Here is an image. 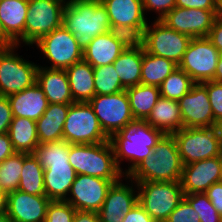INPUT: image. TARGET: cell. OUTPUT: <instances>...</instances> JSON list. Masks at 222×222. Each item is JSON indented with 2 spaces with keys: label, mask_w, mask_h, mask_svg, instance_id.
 I'll list each match as a JSON object with an SVG mask.
<instances>
[{
  "label": "cell",
  "mask_w": 222,
  "mask_h": 222,
  "mask_svg": "<svg viewBox=\"0 0 222 222\" xmlns=\"http://www.w3.org/2000/svg\"><path fill=\"white\" fill-rule=\"evenodd\" d=\"M62 25L84 50L93 38L108 33L111 23L100 0H67Z\"/></svg>",
  "instance_id": "1"
},
{
  "label": "cell",
  "mask_w": 222,
  "mask_h": 222,
  "mask_svg": "<svg viewBox=\"0 0 222 222\" xmlns=\"http://www.w3.org/2000/svg\"><path fill=\"white\" fill-rule=\"evenodd\" d=\"M164 134L153 128L146 121L135 120L119 132L114 133L109 141L113 147L115 161L120 167V159L127 158L132 164L125 171L127 176L138 164L147 158Z\"/></svg>",
  "instance_id": "2"
},
{
  "label": "cell",
  "mask_w": 222,
  "mask_h": 222,
  "mask_svg": "<svg viewBox=\"0 0 222 222\" xmlns=\"http://www.w3.org/2000/svg\"><path fill=\"white\" fill-rule=\"evenodd\" d=\"M182 170L183 164L173 135H163L153 152L126 177L131 182H175L181 180Z\"/></svg>",
  "instance_id": "3"
},
{
  "label": "cell",
  "mask_w": 222,
  "mask_h": 222,
  "mask_svg": "<svg viewBox=\"0 0 222 222\" xmlns=\"http://www.w3.org/2000/svg\"><path fill=\"white\" fill-rule=\"evenodd\" d=\"M69 163L76 175L84 174L110 181H119L124 175L116 164L110 141L70 144Z\"/></svg>",
  "instance_id": "4"
},
{
  "label": "cell",
  "mask_w": 222,
  "mask_h": 222,
  "mask_svg": "<svg viewBox=\"0 0 222 222\" xmlns=\"http://www.w3.org/2000/svg\"><path fill=\"white\" fill-rule=\"evenodd\" d=\"M138 203L156 222H165L184 199L180 181L136 182Z\"/></svg>",
  "instance_id": "5"
},
{
  "label": "cell",
  "mask_w": 222,
  "mask_h": 222,
  "mask_svg": "<svg viewBox=\"0 0 222 222\" xmlns=\"http://www.w3.org/2000/svg\"><path fill=\"white\" fill-rule=\"evenodd\" d=\"M172 135L183 166L222 155V140L217 126L182 128Z\"/></svg>",
  "instance_id": "6"
},
{
  "label": "cell",
  "mask_w": 222,
  "mask_h": 222,
  "mask_svg": "<svg viewBox=\"0 0 222 222\" xmlns=\"http://www.w3.org/2000/svg\"><path fill=\"white\" fill-rule=\"evenodd\" d=\"M63 140L70 144H95L109 141L88 102L70 104L63 127Z\"/></svg>",
  "instance_id": "7"
},
{
  "label": "cell",
  "mask_w": 222,
  "mask_h": 222,
  "mask_svg": "<svg viewBox=\"0 0 222 222\" xmlns=\"http://www.w3.org/2000/svg\"><path fill=\"white\" fill-rule=\"evenodd\" d=\"M66 0H28L25 44L33 45L42 36L62 26Z\"/></svg>",
  "instance_id": "8"
},
{
  "label": "cell",
  "mask_w": 222,
  "mask_h": 222,
  "mask_svg": "<svg viewBox=\"0 0 222 222\" xmlns=\"http://www.w3.org/2000/svg\"><path fill=\"white\" fill-rule=\"evenodd\" d=\"M17 45L0 49V95L10 96L36 83L38 65L14 54Z\"/></svg>",
  "instance_id": "9"
},
{
  "label": "cell",
  "mask_w": 222,
  "mask_h": 222,
  "mask_svg": "<svg viewBox=\"0 0 222 222\" xmlns=\"http://www.w3.org/2000/svg\"><path fill=\"white\" fill-rule=\"evenodd\" d=\"M88 103L109 138L127 124L135 121L125 90L110 95H95Z\"/></svg>",
  "instance_id": "10"
},
{
  "label": "cell",
  "mask_w": 222,
  "mask_h": 222,
  "mask_svg": "<svg viewBox=\"0 0 222 222\" xmlns=\"http://www.w3.org/2000/svg\"><path fill=\"white\" fill-rule=\"evenodd\" d=\"M151 28L148 24L145 28V51L169 59L179 65L192 38L169 28L157 19Z\"/></svg>",
  "instance_id": "11"
},
{
  "label": "cell",
  "mask_w": 222,
  "mask_h": 222,
  "mask_svg": "<svg viewBox=\"0 0 222 222\" xmlns=\"http://www.w3.org/2000/svg\"><path fill=\"white\" fill-rule=\"evenodd\" d=\"M36 44L52 62V65L47 67L49 69L66 70L83 60L84 50L63 25L42 36Z\"/></svg>",
  "instance_id": "12"
},
{
  "label": "cell",
  "mask_w": 222,
  "mask_h": 222,
  "mask_svg": "<svg viewBox=\"0 0 222 222\" xmlns=\"http://www.w3.org/2000/svg\"><path fill=\"white\" fill-rule=\"evenodd\" d=\"M220 55L207 37L192 38L178 67L195 83L212 81Z\"/></svg>",
  "instance_id": "13"
},
{
  "label": "cell",
  "mask_w": 222,
  "mask_h": 222,
  "mask_svg": "<svg viewBox=\"0 0 222 222\" xmlns=\"http://www.w3.org/2000/svg\"><path fill=\"white\" fill-rule=\"evenodd\" d=\"M115 182L84 174L76 175L69 191L72 196L65 201L76 210L98 212Z\"/></svg>",
  "instance_id": "14"
},
{
  "label": "cell",
  "mask_w": 222,
  "mask_h": 222,
  "mask_svg": "<svg viewBox=\"0 0 222 222\" xmlns=\"http://www.w3.org/2000/svg\"><path fill=\"white\" fill-rule=\"evenodd\" d=\"M183 128L215 127L206 82L195 83L179 101Z\"/></svg>",
  "instance_id": "15"
},
{
  "label": "cell",
  "mask_w": 222,
  "mask_h": 222,
  "mask_svg": "<svg viewBox=\"0 0 222 222\" xmlns=\"http://www.w3.org/2000/svg\"><path fill=\"white\" fill-rule=\"evenodd\" d=\"M215 20V10L174 7L161 21L191 38L207 37Z\"/></svg>",
  "instance_id": "16"
},
{
  "label": "cell",
  "mask_w": 222,
  "mask_h": 222,
  "mask_svg": "<svg viewBox=\"0 0 222 222\" xmlns=\"http://www.w3.org/2000/svg\"><path fill=\"white\" fill-rule=\"evenodd\" d=\"M219 181H222V155L184 165L180 180L184 195L204 193Z\"/></svg>",
  "instance_id": "17"
},
{
  "label": "cell",
  "mask_w": 222,
  "mask_h": 222,
  "mask_svg": "<svg viewBox=\"0 0 222 222\" xmlns=\"http://www.w3.org/2000/svg\"><path fill=\"white\" fill-rule=\"evenodd\" d=\"M50 202L46 196L12 191L8 194L7 214L12 222H44Z\"/></svg>",
  "instance_id": "18"
},
{
  "label": "cell",
  "mask_w": 222,
  "mask_h": 222,
  "mask_svg": "<svg viewBox=\"0 0 222 222\" xmlns=\"http://www.w3.org/2000/svg\"><path fill=\"white\" fill-rule=\"evenodd\" d=\"M122 180L112 184L100 210V222H122V219L138 203V194Z\"/></svg>",
  "instance_id": "19"
},
{
  "label": "cell",
  "mask_w": 222,
  "mask_h": 222,
  "mask_svg": "<svg viewBox=\"0 0 222 222\" xmlns=\"http://www.w3.org/2000/svg\"><path fill=\"white\" fill-rule=\"evenodd\" d=\"M28 0H0V23L5 35L17 46L25 42ZM20 37V38H19Z\"/></svg>",
  "instance_id": "20"
},
{
  "label": "cell",
  "mask_w": 222,
  "mask_h": 222,
  "mask_svg": "<svg viewBox=\"0 0 222 222\" xmlns=\"http://www.w3.org/2000/svg\"><path fill=\"white\" fill-rule=\"evenodd\" d=\"M13 117L37 121L48 108L49 102L37 83L21 92L8 96Z\"/></svg>",
  "instance_id": "21"
},
{
  "label": "cell",
  "mask_w": 222,
  "mask_h": 222,
  "mask_svg": "<svg viewBox=\"0 0 222 222\" xmlns=\"http://www.w3.org/2000/svg\"><path fill=\"white\" fill-rule=\"evenodd\" d=\"M36 83L45 93L49 103H75L71 95L69 80L65 70L38 66Z\"/></svg>",
  "instance_id": "22"
},
{
  "label": "cell",
  "mask_w": 222,
  "mask_h": 222,
  "mask_svg": "<svg viewBox=\"0 0 222 222\" xmlns=\"http://www.w3.org/2000/svg\"><path fill=\"white\" fill-rule=\"evenodd\" d=\"M114 25L147 26L142 0H100Z\"/></svg>",
  "instance_id": "23"
},
{
  "label": "cell",
  "mask_w": 222,
  "mask_h": 222,
  "mask_svg": "<svg viewBox=\"0 0 222 222\" xmlns=\"http://www.w3.org/2000/svg\"><path fill=\"white\" fill-rule=\"evenodd\" d=\"M75 177L70 164H51L44 169L45 196L51 201H65Z\"/></svg>",
  "instance_id": "24"
},
{
  "label": "cell",
  "mask_w": 222,
  "mask_h": 222,
  "mask_svg": "<svg viewBox=\"0 0 222 222\" xmlns=\"http://www.w3.org/2000/svg\"><path fill=\"white\" fill-rule=\"evenodd\" d=\"M164 135H172L183 128L178 101L160 97L145 120Z\"/></svg>",
  "instance_id": "25"
},
{
  "label": "cell",
  "mask_w": 222,
  "mask_h": 222,
  "mask_svg": "<svg viewBox=\"0 0 222 222\" xmlns=\"http://www.w3.org/2000/svg\"><path fill=\"white\" fill-rule=\"evenodd\" d=\"M70 104L49 103L36 121L39 144L63 140V127Z\"/></svg>",
  "instance_id": "26"
},
{
  "label": "cell",
  "mask_w": 222,
  "mask_h": 222,
  "mask_svg": "<svg viewBox=\"0 0 222 222\" xmlns=\"http://www.w3.org/2000/svg\"><path fill=\"white\" fill-rule=\"evenodd\" d=\"M124 47L111 34L105 33L92 39L83 51V60L92 67L113 64Z\"/></svg>",
  "instance_id": "27"
},
{
  "label": "cell",
  "mask_w": 222,
  "mask_h": 222,
  "mask_svg": "<svg viewBox=\"0 0 222 222\" xmlns=\"http://www.w3.org/2000/svg\"><path fill=\"white\" fill-rule=\"evenodd\" d=\"M65 71L74 102H89L95 96L93 67L82 60Z\"/></svg>",
  "instance_id": "28"
},
{
  "label": "cell",
  "mask_w": 222,
  "mask_h": 222,
  "mask_svg": "<svg viewBox=\"0 0 222 222\" xmlns=\"http://www.w3.org/2000/svg\"><path fill=\"white\" fill-rule=\"evenodd\" d=\"M8 135L18 153L33 154L39 145L36 121L29 118L13 117Z\"/></svg>",
  "instance_id": "29"
},
{
  "label": "cell",
  "mask_w": 222,
  "mask_h": 222,
  "mask_svg": "<svg viewBox=\"0 0 222 222\" xmlns=\"http://www.w3.org/2000/svg\"><path fill=\"white\" fill-rule=\"evenodd\" d=\"M143 53L144 47L125 49L113 62L124 89L141 83Z\"/></svg>",
  "instance_id": "30"
},
{
  "label": "cell",
  "mask_w": 222,
  "mask_h": 222,
  "mask_svg": "<svg viewBox=\"0 0 222 222\" xmlns=\"http://www.w3.org/2000/svg\"><path fill=\"white\" fill-rule=\"evenodd\" d=\"M130 109L135 120L145 121L156 105L160 96V88L154 85L139 84L126 88Z\"/></svg>",
  "instance_id": "31"
},
{
  "label": "cell",
  "mask_w": 222,
  "mask_h": 222,
  "mask_svg": "<svg viewBox=\"0 0 222 222\" xmlns=\"http://www.w3.org/2000/svg\"><path fill=\"white\" fill-rule=\"evenodd\" d=\"M178 65L164 57L149 54L145 51L142 60L141 84L160 86Z\"/></svg>",
  "instance_id": "32"
},
{
  "label": "cell",
  "mask_w": 222,
  "mask_h": 222,
  "mask_svg": "<svg viewBox=\"0 0 222 222\" xmlns=\"http://www.w3.org/2000/svg\"><path fill=\"white\" fill-rule=\"evenodd\" d=\"M18 190L31 195L45 196L44 168L34 154L24 153V161Z\"/></svg>",
  "instance_id": "33"
},
{
  "label": "cell",
  "mask_w": 222,
  "mask_h": 222,
  "mask_svg": "<svg viewBox=\"0 0 222 222\" xmlns=\"http://www.w3.org/2000/svg\"><path fill=\"white\" fill-rule=\"evenodd\" d=\"M69 153L70 143L60 140L39 144L33 154L41 166L46 169L51 164H70Z\"/></svg>",
  "instance_id": "34"
},
{
  "label": "cell",
  "mask_w": 222,
  "mask_h": 222,
  "mask_svg": "<svg viewBox=\"0 0 222 222\" xmlns=\"http://www.w3.org/2000/svg\"><path fill=\"white\" fill-rule=\"evenodd\" d=\"M24 153L15 152L0 164V190L7 194L18 190Z\"/></svg>",
  "instance_id": "35"
},
{
  "label": "cell",
  "mask_w": 222,
  "mask_h": 222,
  "mask_svg": "<svg viewBox=\"0 0 222 222\" xmlns=\"http://www.w3.org/2000/svg\"><path fill=\"white\" fill-rule=\"evenodd\" d=\"M195 82L179 67L172 72L159 86L160 96L166 99L179 101L187 94Z\"/></svg>",
  "instance_id": "36"
},
{
  "label": "cell",
  "mask_w": 222,
  "mask_h": 222,
  "mask_svg": "<svg viewBox=\"0 0 222 222\" xmlns=\"http://www.w3.org/2000/svg\"><path fill=\"white\" fill-rule=\"evenodd\" d=\"M95 95H110L125 90L113 64L93 67Z\"/></svg>",
  "instance_id": "37"
},
{
  "label": "cell",
  "mask_w": 222,
  "mask_h": 222,
  "mask_svg": "<svg viewBox=\"0 0 222 222\" xmlns=\"http://www.w3.org/2000/svg\"><path fill=\"white\" fill-rule=\"evenodd\" d=\"M146 26H124L111 24L109 33L124 49H138L144 47Z\"/></svg>",
  "instance_id": "38"
},
{
  "label": "cell",
  "mask_w": 222,
  "mask_h": 222,
  "mask_svg": "<svg viewBox=\"0 0 222 222\" xmlns=\"http://www.w3.org/2000/svg\"><path fill=\"white\" fill-rule=\"evenodd\" d=\"M184 198L190 203L197 212L200 222H222V217L213 207L205 193H192L184 195Z\"/></svg>",
  "instance_id": "39"
},
{
  "label": "cell",
  "mask_w": 222,
  "mask_h": 222,
  "mask_svg": "<svg viewBox=\"0 0 222 222\" xmlns=\"http://www.w3.org/2000/svg\"><path fill=\"white\" fill-rule=\"evenodd\" d=\"M76 209L66 201H51L44 222H73Z\"/></svg>",
  "instance_id": "40"
},
{
  "label": "cell",
  "mask_w": 222,
  "mask_h": 222,
  "mask_svg": "<svg viewBox=\"0 0 222 222\" xmlns=\"http://www.w3.org/2000/svg\"><path fill=\"white\" fill-rule=\"evenodd\" d=\"M206 91L217 124L222 120V83L206 81Z\"/></svg>",
  "instance_id": "41"
},
{
  "label": "cell",
  "mask_w": 222,
  "mask_h": 222,
  "mask_svg": "<svg viewBox=\"0 0 222 222\" xmlns=\"http://www.w3.org/2000/svg\"><path fill=\"white\" fill-rule=\"evenodd\" d=\"M199 214L184 198L165 222H200Z\"/></svg>",
  "instance_id": "42"
},
{
  "label": "cell",
  "mask_w": 222,
  "mask_h": 222,
  "mask_svg": "<svg viewBox=\"0 0 222 222\" xmlns=\"http://www.w3.org/2000/svg\"><path fill=\"white\" fill-rule=\"evenodd\" d=\"M144 11L156 10L161 20L168 12L176 6V0H142Z\"/></svg>",
  "instance_id": "43"
},
{
  "label": "cell",
  "mask_w": 222,
  "mask_h": 222,
  "mask_svg": "<svg viewBox=\"0 0 222 222\" xmlns=\"http://www.w3.org/2000/svg\"><path fill=\"white\" fill-rule=\"evenodd\" d=\"M13 115L8 97L0 95V134L8 133Z\"/></svg>",
  "instance_id": "44"
},
{
  "label": "cell",
  "mask_w": 222,
  "mask_h": 222,
  "mask_svg": "<svg viewBox=\"0 0 222 222\" xmlns=\"http://www.w3.org/2000/svg\"><path fill=\"white\" fill-rule=\"evenodd\" d=\"M204 193L222 217V181L214 183Z\"/></svg>",
  "instance_id": "45"
},
{
  "label": "cell",
  "mask_w": 222,
  "mask_h": 222,
  "mask_svg": "<svg viewBox=\"0 0 222 222\" xmlns=\"http://www.w3.org/2000/svg\"><path fill=\"white\" fill-rule=\"evenodd\" d=\"M122 222H156L151 216L144 210V208L137 203L130 212L125 215Z\"/></svg>",
  "instance_id": "46"
},
{
  "label": "cell",
  "mask_w": 222,
  "mask_h": 222,
  "mask_svg": "<svg viewBox=\"0 0 222 222\" xmlns=\"http://www.w3.org/2000/svg\"><path fill=\"white\" fill-rule=\"evenodd\" d=\"M176 7L215 10L216 0H176Z\"/></svg>",
  "instance_id": "47"
},
{
  "label": "cell",
  "mask_w": 222,
  "mask_h": 222,
  "mask_svg": "<svg viewBox=\"0 0 222 222\" xmlns=\"http://www.w3.org/2000/svg\"><path fill=\"white\" fill-rule=\"evenodd\" d=\"M211 43L222 54V21L215 19L212 28L207 36Z\"/></svg>",
  "instance_id": "48"
},
{
  "label": "cell",
  "mask_w": 222,
  "mask_h": 222,
  "mask_svg": "<svg viewBox=\"0 0 222 222\" xmlns=\"http://www.w3.org/2000/svg\"><path fill=\"white\" fill-rule=\"evenodd\" d=\"M15 153L8 133L0 134V164Z\"/></svg>",
  "instance_id": "49"
},
{
  "label": "cell",
  "mask_w": 222,
  "mask_h": 222,
  "mask_svg": "<svg viewBox=\"0 0 222 222\" xmlns=\"http://www.w3.org/2000/svg\"><path fill=\"white\" fill-rule=\"evenodd\" d=\"M73 222H100L97 212L76 210Z\"/></svg>",
  "instance_id": "50"
},
{
  "label": "cell",
  "mask_w": 222,
  "mask_h": 222,
  "mask_svg": "<svg viewBox=\"0 0 222 222\" xmlns=\"http://www.w3.org/2000/svg\"><path fill=\"white\" fill-rule=\"evenodd\" d=\"M15 45L4 33L0 23V49H7Z\"/></svg>",
  "instance_id": "51"
},
{
  "label": "cell",
  "mask_w": 222,
  "mask_h": 222,
  "mask_svg": "<svg viewBox=\"0 0 222 222\" xmlns=\"http://www.w3.org/2000/svg\"><path fill=\"white\" fill-rule=\"evenodd\" d=\"M212 81L222 83V54L220 55L218 59L216 71H215L214 78Z\"/></svg>",
  "instance_id": "52"
},
{
  "label": "cell",
  "mask_w": 222,
  "mask_h": 222,
  "mask_svg": "<svg viewBox=\"0 0 222 222\" xmlns=\"http://www.w3.org/2000/svg\"><path fill=\"white\" fill-rule=\"evenodd\" d=\"M8 194L0 190V213H7Z\"/></svg>",
  "instance_id": "53"
},
{
  "label": "cell",
  "mask_w": 222,
  "mask_h": 222,
  "mask_svg": "<svg viewBox=\"0 0 222 222\" xmlns=\"http://www.w3.org/2000/svg\"><path fill=\"white\" fill-rule=\"evenodd\" d=\"M215 19L222 21V0H216Z\"/></svg>",
  "instance_id": "54"
},
{
  "label": "cell",
  "mask_w": 222,
  "mask_h": 222,
  "mask_svg": "<svg viewBox=\"0 0 222 222\" xmlns=\"http://www.w3.org/2000/svg\"><path fill=\"white\" fill-rule=\"evenodd\" d=\"M0 222H12L7 213H0Z\"/></svg>",
  "instance_id": "55"
},
{
  "label": "cell",
  "mask_w": 222,
  "mask_h": 222,
  "mask_svg": "<svg viewBox=\"0 0 222 222\" xmlns=\"http://www.w3.org/2000/svg\"><path fill=\"white\" fill-rule=\"evenodd\" d=\"M217 128H218L221 140H222V120L219 123H217Z\"/></svg>",
  "instance_id": "56"
}]
</instances>
